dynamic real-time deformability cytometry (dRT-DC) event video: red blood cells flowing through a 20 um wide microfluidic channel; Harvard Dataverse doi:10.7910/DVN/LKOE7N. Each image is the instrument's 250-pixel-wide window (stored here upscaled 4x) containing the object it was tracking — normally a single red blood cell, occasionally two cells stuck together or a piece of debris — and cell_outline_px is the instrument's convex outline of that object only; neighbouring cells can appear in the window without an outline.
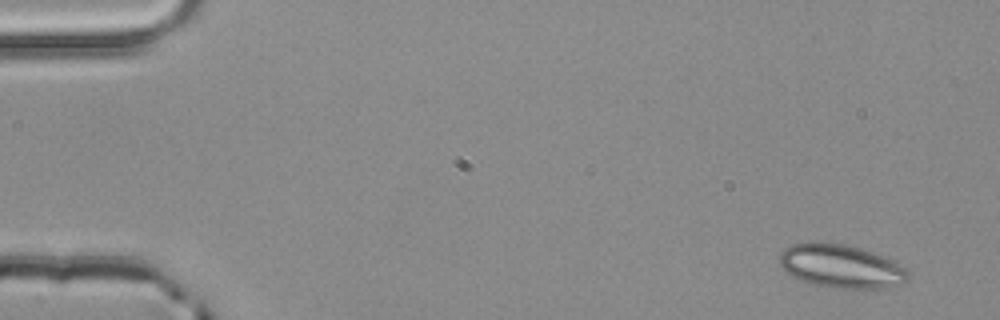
{"species": "common noctule bat (a hibernating species)", "species_latin": "Nyctalus noctula", "temperature_condition": "room temperature", "stored_images_in_passage": 4, "camera_frame_rate_fps": 3000, "um_per_image_px": 0.085, "animal": {"sex": "male", "body_mass_g": 20.4}, "frame": {"image": 1, "passage_image": 1, "time_ms": 0.0, "image_size_px": [1000, 320], "cell_outline_px": [[908, 280], [904, 284], [888, 288], [824, 288], [800, 280], [792, 276], [780, 264], [780, 252], [784, 248], [792, 244], [812, 240], [820, 240], [844, 244], [860, 248], [872, 252], [892, 260], [904, 268], [908, 272]], "centroid_in_image_um": [71.46, 22.62], "position_along_channel_um": 13.5, "area_um2": 33.06}}